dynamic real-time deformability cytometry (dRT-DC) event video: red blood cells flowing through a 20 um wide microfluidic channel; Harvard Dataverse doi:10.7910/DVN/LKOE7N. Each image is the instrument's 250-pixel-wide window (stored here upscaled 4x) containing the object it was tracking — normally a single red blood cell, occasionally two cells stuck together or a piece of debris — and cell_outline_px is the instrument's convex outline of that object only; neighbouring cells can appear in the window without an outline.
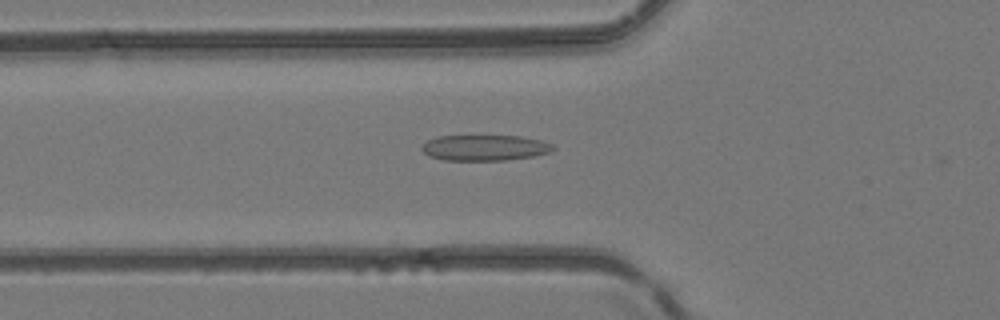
{"species": "common noctule bat (a hibernating species)", "species_latin": "Nyctalus noctula", "temperature_condition": "room temperature", "stored_images_in_passage": 35, "camera_frame_rate_fps": 3000, "um_per_image_px": 0.085, "animal": {"sex": "female", "body_mass_g": 24.6, "forearm_length_mm": 56.2}, "frame": {"image": 1, "passage_image": 6, "time_ms": 1.667, "image_size_px": [1000, 320], "cell_outline_px": [[556, 148], [548, 152], [532, 156], [504, 160], [444, 160], [428, 156], [420, 148], [428, 140], [436, 136], [520, 136], [540, 140], [552, 144]], "centroid_in_image_um": [41.17, 12.55], "position_along_channel_um": 84.6, "area_um2": 19.54}}
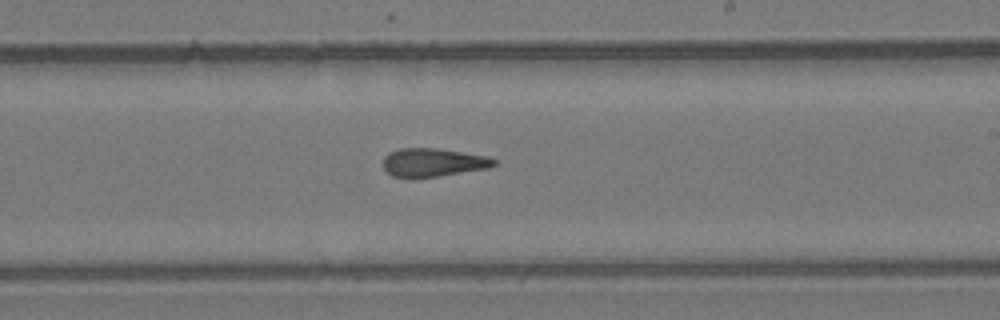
{"frame": {"image": 2, "passage_image": 18, "time_ms": 5.667, "image_size_px": [1000, 320], "cell_outline_px": [[496, 164], [488, 168], [436, 176], [392, 176], [384, 168], [384, 156], [388, 152], [400, 148], [436, 148], [488, 156], [496, 160]], "centroid_in_image_um": [36.82, 13.78], "position_along_channel_um": 252.2, "area_um2": 17.92}}
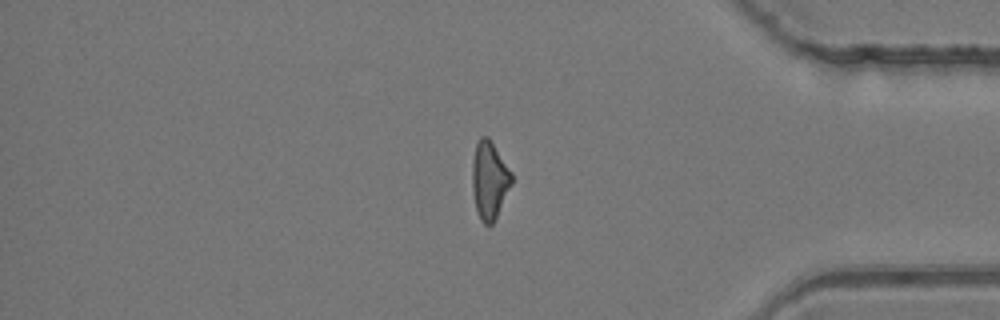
{"frame": {"image": 3, "passage_image": 30, "time_ms": 9.667, "image_size_px": [1000, 320], "cell_outline_px": [[512, 184], [492, 224], [484, 224], [480, 220], [476, 208], [472, 188], [472, 164], [476, 144], [480, 136], [488, 136], [512, 172]], "centroid_in_image_um": [41.6, 15.29], "position_along_channel_um": 393.6, "area_um2": 17.69}}